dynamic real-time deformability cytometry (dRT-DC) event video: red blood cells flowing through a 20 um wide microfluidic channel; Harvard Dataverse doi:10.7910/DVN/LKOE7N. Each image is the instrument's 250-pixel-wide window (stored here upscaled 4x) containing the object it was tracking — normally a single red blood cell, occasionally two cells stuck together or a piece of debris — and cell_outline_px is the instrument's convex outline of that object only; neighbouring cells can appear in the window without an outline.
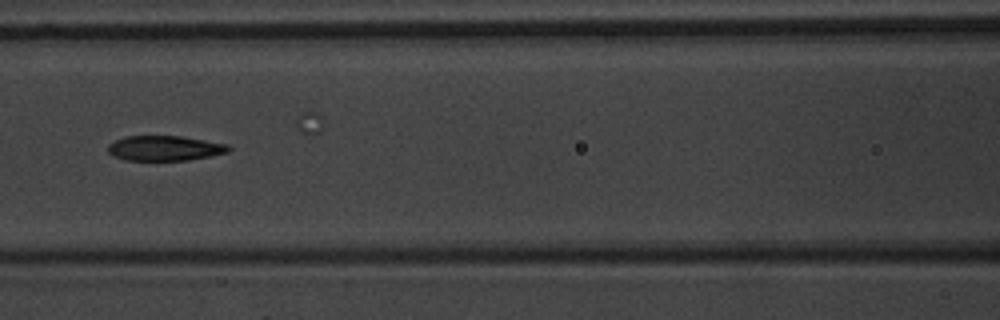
{"species": "common noctule bat (a hibernating species)", "species_latin": "Nyctalus noctula", "temperature_condition": "warm", "stored_images_in_passage": 6, "camera_frame_rate_fps": 3000, "um_per_image_px": 0.085, "animal": {"sex": "male", "body_mass_g": 20.1, "forearm_length_mm": 53.5}, "frame": {"image": 1, "passage_image": 5, "time_ms": 4.667, "image_size_px": [1000, 320], "cell_outline_px": [[232, 148], [228, 152], [212, 156], [188, 160], [124, 160], [112, 156], [108, 152], [108, 144], [124, 136], [180, 136], [228, 144]], "centroid_in_image_um": [14.0, 12.6], "position_along_channel_um": 152.6, "area_um2": 17.69}}